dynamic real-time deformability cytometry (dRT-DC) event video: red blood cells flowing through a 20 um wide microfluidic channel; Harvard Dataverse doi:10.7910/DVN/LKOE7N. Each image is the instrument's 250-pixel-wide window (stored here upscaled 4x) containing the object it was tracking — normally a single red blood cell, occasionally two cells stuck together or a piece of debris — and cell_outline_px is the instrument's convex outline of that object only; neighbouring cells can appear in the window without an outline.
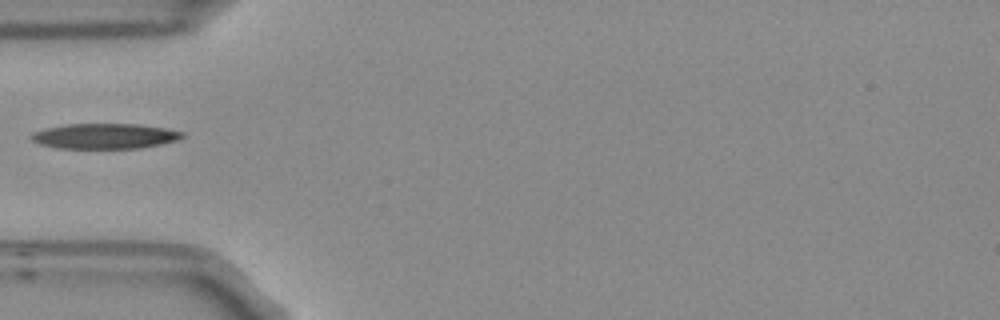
{"species": "Egyptian fruit bat (a non-hibernating species)", "species_latin": "Rousettus aegyptiacus", "temperature_condition": "room temperature", "stored_images_in_passage": 5, "camera_frame_rate_fps": 3000, "um_per_image_px": 0.085, "frame": {"image": 1, "passage_image": 5, "time_ms": 1.333, "image_size_px": [1000, 320], "cell_outline_px": [[184, 136], [176, 140], [160, 144], [140, 148], [56, 148], [40, 144], [32, 140], [28, 136], [32, 132], [48, 128], [68, 124], [140, 124], [164, 128], [184, 132]], "centroid_in_image_um": [8.88, 11.57], "position_along_channel_um": 76.1, "area_um2": 22.14}}